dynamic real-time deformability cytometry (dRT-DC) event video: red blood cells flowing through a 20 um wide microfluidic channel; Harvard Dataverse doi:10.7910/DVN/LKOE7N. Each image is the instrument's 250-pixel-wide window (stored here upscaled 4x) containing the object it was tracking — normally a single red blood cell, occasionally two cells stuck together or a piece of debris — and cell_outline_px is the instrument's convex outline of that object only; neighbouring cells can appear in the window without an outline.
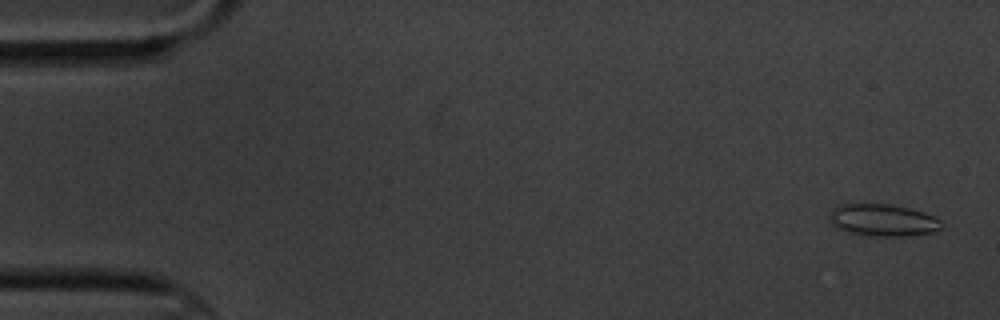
{"species": "common noctule bat (a hibernating species)", "species_latin": "Nyctalus noctula", "temperature_condition": "cold", "stored_images_in_passage": 7, "camera_frame_rate_fps": 3000, "um_per_image_px": 0.085, "animal": {"sex": "male", "body_mass_g": 20.1, "forearm_length_mm": 53.5}, "frame": {"image": 1, "passage_image": 1, "time_ms": 0.0, "image_size_px": [1000, 320], "cell_outline_px": [[944, 228], [932, 232], [908, 236], [876, 236], [848, 232], [836, 228], [828, 220], [828, 216], [832, 208], [840, 204], [888, 204], [908, 208], [924, 212], [940, 220]], "centroid_in_image_um": [75.02, 18.71], "position_along_channel_um": 10.0, "area_um2": 21.04}}
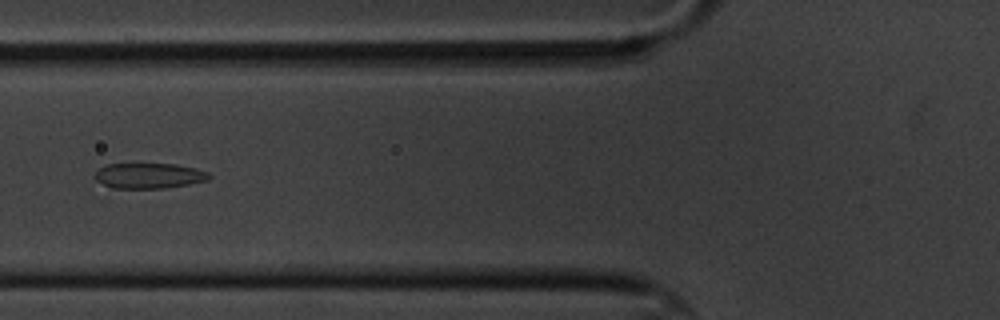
{"frame": {"image": 2, "passage_image": 6, "time_ms": 6.667, "image_size_px": [1000, 320], "cell_outline_px": [[212, 176], [208, 180], [188, 184], [164, 188], [112, 188], [96, 180], [92, 176], [104, 164], [176, 164], [196, 168], [208, 172]], "centroid_in_image_um": [12.66, 14.93], "position_along_channel_um": 113.1, "area_um2": 16.94}}
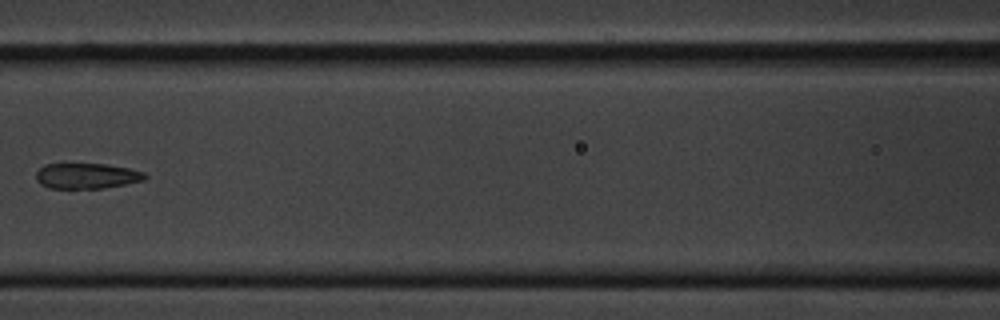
{"frame": {"image": 3, "passage_image": 7, "time_ms": 8.0, "image_size_px": [1000, 320], "cell_outline_px": [[148, 176], [144, 180], [104, 188], [48, 188], [40, 184], [36, 180], [36, 172], [44, 164], [104, 164], [128, 168], [144, 172]], "centroid_in_image_um": [7.35, 14.95], "position_along_channel_um": 159.3, "area_um2": 16.13}}